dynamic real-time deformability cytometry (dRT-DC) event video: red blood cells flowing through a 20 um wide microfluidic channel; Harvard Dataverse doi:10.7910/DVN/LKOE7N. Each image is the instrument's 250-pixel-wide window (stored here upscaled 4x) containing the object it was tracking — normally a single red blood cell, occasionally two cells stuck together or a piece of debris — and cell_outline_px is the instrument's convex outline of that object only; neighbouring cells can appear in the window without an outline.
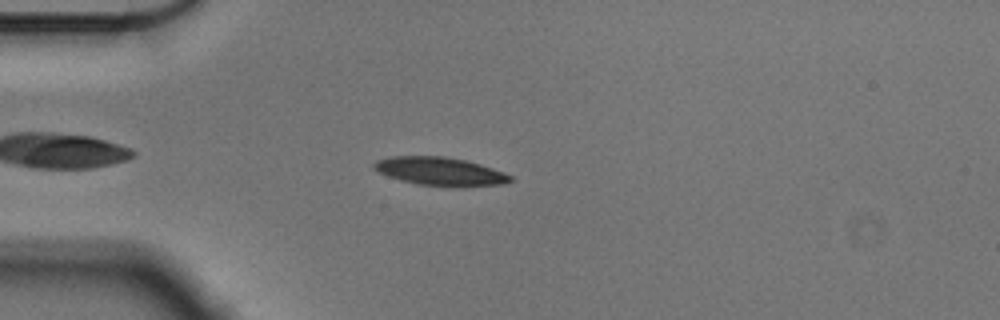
{"species": "Egyptian fruit bat (a non-hibernating species)", "species_latin": "Rousettus aegyptiacus", "temperature_condition": "cold", "stored_images_in_passage": 48, "camera_frame_rate_fps": 3000, "um_per_image_px": 0.085, "animal": {"sex": "male"}, "frame": {"image": 1, "passage_image": 7, "time_ms": 2.0, "image_size_px": [1000, 320], "cell_outline_px": [[512, 180], [504, 184], [464, 188], [452, 188], [416, 184], [400, 180], [388, 176], [372, 168], [372, 164], [376, 160], [392, 156], [444, 156], [464, 160], [480, 164], [504, 172], [512, 176]], "centroid_in_image_um": [37.43, 14.59], "position_along_channel_um": 47.6, "area_um2": 23.0}}
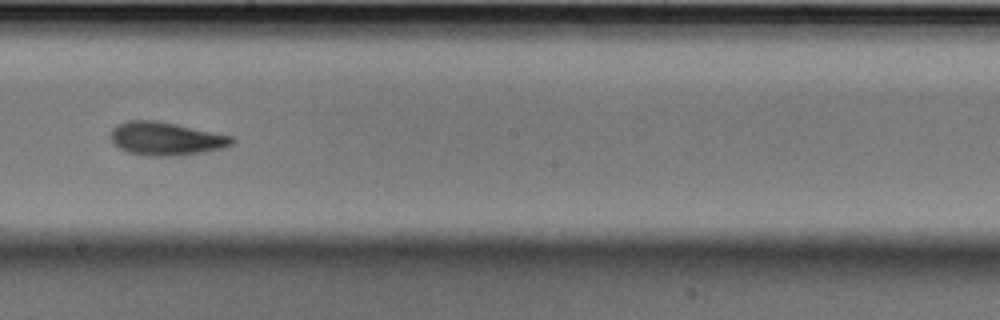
{"frame": {"image": 2, "passage_image": 24, "time_ms": 7.667, "image_size_px": [1000, 320], "cell_outline_px": [[236, 140], [232, 144], [224, 148], [200, 152], [172, 156], [148, 156], [128, 152], [120, 148], [112, 140], [112, 128], [116, 124], [128, 120], [156, 120], [176, 124], [232, 136]], "centroid_in_image_um": [14.1, 11.78], "position_along_channel_um": 234.1, "area_um2": 23.29}}
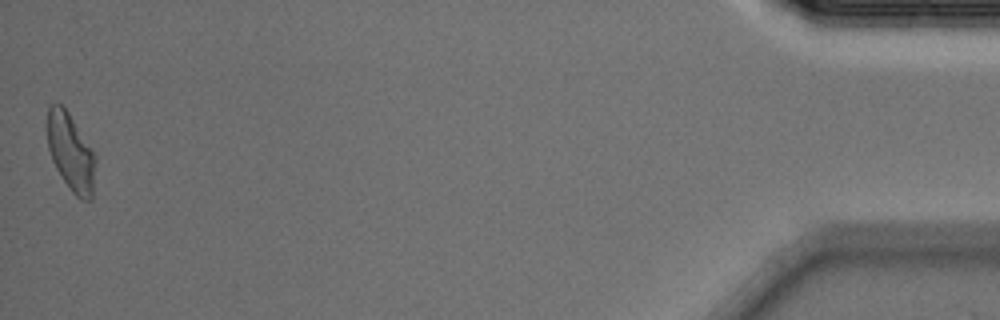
{"frame": {"image": 3, "passage_image": 48, "time_ms": 15.667, "image_size_px": [1000, 320], "cell_outline_px": [[96, 160], [92, 200], [80, 200], [72, 192], [56, 168], [52, 160], [48, 148], [48, 108], [52, 104], [60, 104], [68, 112], [96, 156]], "centroid_in_image_um": [6.03, 12.99], "position_along_channel_um": 429.2, "area_um2": 21.44}, "authors_computed_cell_mechanics": {"area_um2": 22.3108, "velocity_mm_per_s": 3.5676, "shape_relaxation_time_tau1_ms": 4.3515, "shape_relaxation_time_tau2_ms": 3.4206, "deformation_change_tau1": 0.1458, "deformation_change_tau2": 0.1027}}